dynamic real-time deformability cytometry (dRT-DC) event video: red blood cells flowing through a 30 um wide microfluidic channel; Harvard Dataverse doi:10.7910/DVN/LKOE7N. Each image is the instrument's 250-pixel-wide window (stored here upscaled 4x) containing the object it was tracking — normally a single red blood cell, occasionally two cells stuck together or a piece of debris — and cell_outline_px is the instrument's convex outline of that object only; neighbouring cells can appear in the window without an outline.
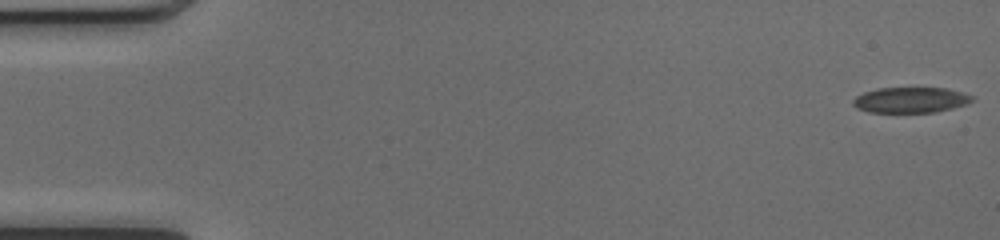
{"species": "common noctule bat (a hibernating species)", "species_latin": "Nyctalus noctula", "temperature_condition": "cold", "stored_images_in_passage": 37, "camera_frame_rate_fps": 3000, "um_per_image_px": 0.085, "animal": {"sex": "female", "body_mass_g": 17.0, "forearm_length_mm": 48.0}, "frame": {"image": 1, "passage_image": 1, "time_ms": 0.0, "image_size_px": [1000, 240], "cell_outline_px": [[976, 100], [968, 104], [936, 112], [868, 112], [856, 108], [852, 104], [852, 100], [856, 96], [864, 92], [876, 88], [948, 88], [972, 96]], "centroid_in_image_um": [77.4, 8.5], "position_along_channel_um": 7.6, "area_um2": 17.86}}